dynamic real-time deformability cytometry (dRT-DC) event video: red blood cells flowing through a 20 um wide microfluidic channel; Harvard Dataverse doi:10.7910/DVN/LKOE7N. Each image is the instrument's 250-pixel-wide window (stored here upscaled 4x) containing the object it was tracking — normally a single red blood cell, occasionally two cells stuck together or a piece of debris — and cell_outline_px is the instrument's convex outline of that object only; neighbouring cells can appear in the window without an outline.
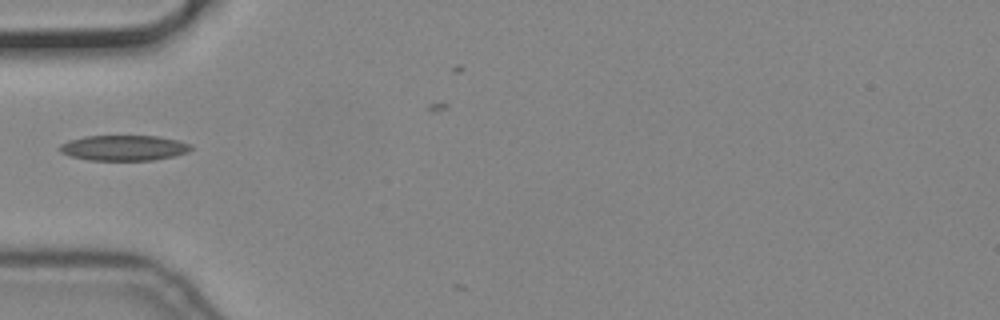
{"species": "common noctule bat (a hibernating species)", "species_latin": "Nyctalus noctula", "temperature_condition": "cold", "stored_images_in_passage": 27, "camera_frame_rate_fps": 3000, "um_per_image_px": 0.085, "animal": {"sex": "male", "body_mass_g": 19.2, "forearm_length_mm": 51.8}, "frame": {"image": 1, "passage_image": 1, "time_ms": 0.0, "image_size_px": [1000, 320], "cell_outline_px": [[192, 148], [188, 152], [172, 156], [152, 160], [88, 160], [72, 156], [60, 152], [60, 144], [68, 140], [84, 136], [156, 136], [176, 140], [192, 144]], "centroid_in_image_um": [10.51, 12.56], "position_along_channel_um": 74.5, "area_um2": 19.31}}
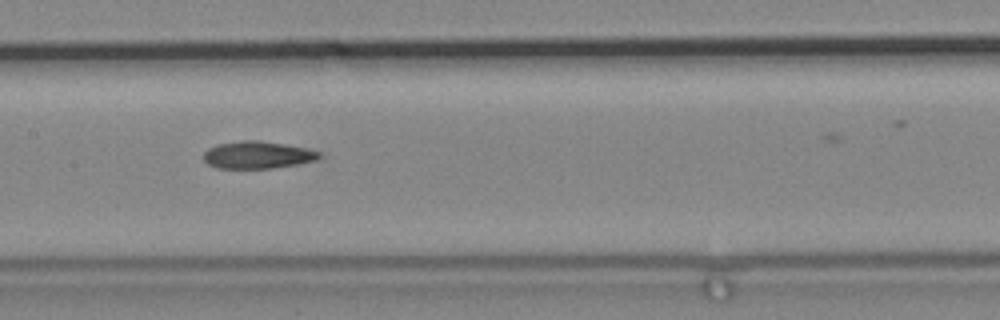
{"frame": {"image": 2, "passage_image": 10, "time_ms": 3.0, "image_size_px": [1000, 320], "cell_outline_px": [[320, 156], [316, 160], [296, 164], [272, 168], [216, 168], [208, 164], [204, 160], [204, 152], [208, 148], [216, 144], [240, 140], [260, 140], [284, 144], [304, 148], [320, 152]], "centroid_in_image_um": [21.84, 13.16], "position_along_channel_um": 185.6, "area_um2": 18.32}}
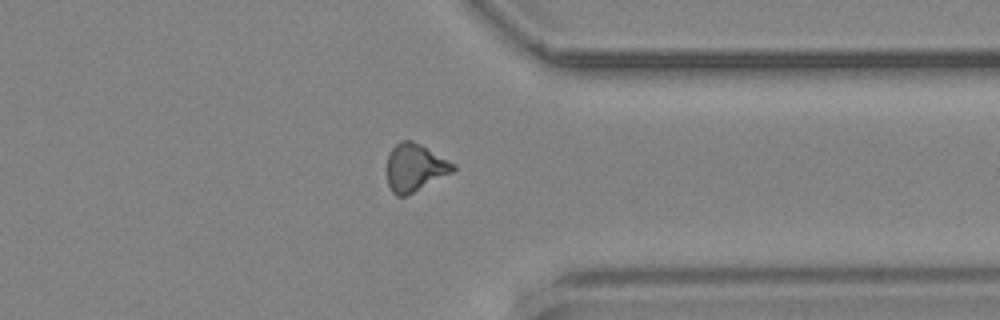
{"frame": {"image": 3, "passage_image": 26, "time_ms": 8.333, "image_size_px": [1000, 320], "cell_outline_px": [[456, 168], [452, 172], [408, 196], [396, 196], [392, 192], [388, 184], [388, 156], [392, 148], [396, 144], [404, 140], [412, 140], [420, 144], [456, 164]], "centroid_in_image_um": [35.27, 14.26], "position_along_channel_um": 376.1, "area_um2": 18.26}}